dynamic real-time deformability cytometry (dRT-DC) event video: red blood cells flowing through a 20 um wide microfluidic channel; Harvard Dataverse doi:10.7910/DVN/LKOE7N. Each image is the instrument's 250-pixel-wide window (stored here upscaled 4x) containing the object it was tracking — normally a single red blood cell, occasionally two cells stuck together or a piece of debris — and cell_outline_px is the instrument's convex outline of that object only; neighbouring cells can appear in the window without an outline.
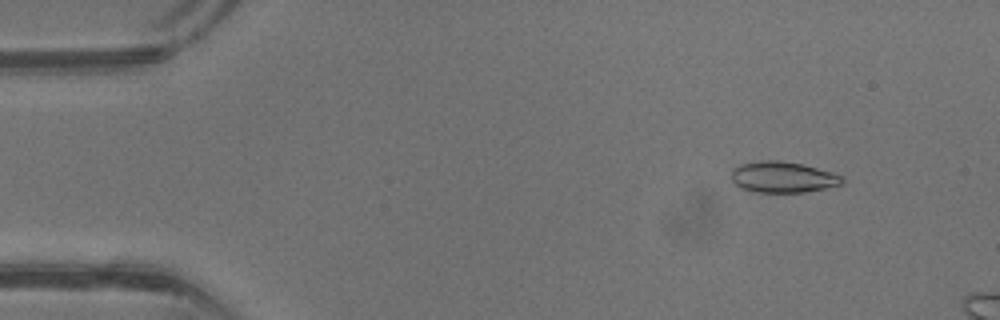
{"species": "common noctule bat (a hibernating species)", "species_latin": "Nyctalus noctula", "temperature_condition": "warm", "stored_images_in_passage": 11, "camera_frame_rate_fps": 3000, "um_per_image_px": 0.085, "animal": {"sex": "male", "body_mass_g": 13.3}, "frame": {"image": 1, "passage_image": 5, "time_ms": 1.333, "image_size_px": [1000, 320], "cell_outline_px": [[844, 184], [804, 192], [752, 192], [740, 188], [732, 180], [732, 168], [740, 164], [760, 160], [780, 160], [804, 164], [832, 172], [844, 176]], "centroid_in_image_um": [66.55, 15.04], "position_along_channel_um": 18.5, "area_um2": 20.29}}